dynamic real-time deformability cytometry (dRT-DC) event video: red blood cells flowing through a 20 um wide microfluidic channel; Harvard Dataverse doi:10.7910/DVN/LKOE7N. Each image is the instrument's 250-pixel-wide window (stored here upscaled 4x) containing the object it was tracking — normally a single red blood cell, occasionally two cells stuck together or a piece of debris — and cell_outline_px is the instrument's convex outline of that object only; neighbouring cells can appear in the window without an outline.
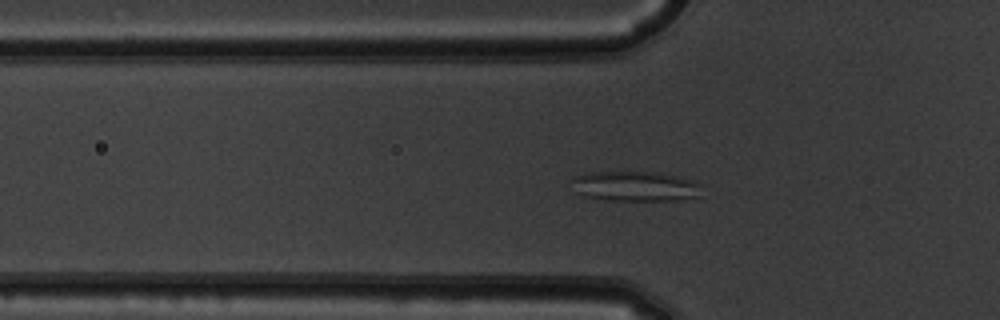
{"species": "common noctule bat (a hibernating species)", "species_latin": "Nyctalus noctula", "temperature_condition": "warm", "stored_images_in_passage": 42, "segment_of_instrument_passage": [1, 2], "camera_frame_rate_fps": 3000, "um_per_image_px": 0.085, "animal": {"sex": "male", "body_mass_g": 19.5, "forearm_length_mm": 54.6}, "frame": {"image": 1, "passage_image": 6, "time_ms": 1.667, "image_size_px": [1000, 320], "cell_outline_px": [[700, 196], [676, 200], [612, 200], [584, 196], [576, 192], [572, 180], [572, 176], [584, 172], [652, 172], [676, 176], [692, 180], [700, 184]], "centroid_in_image_um": [53.96, 15.82], "position_along_channel_um": 71.8, "area_um2": 22.6}}
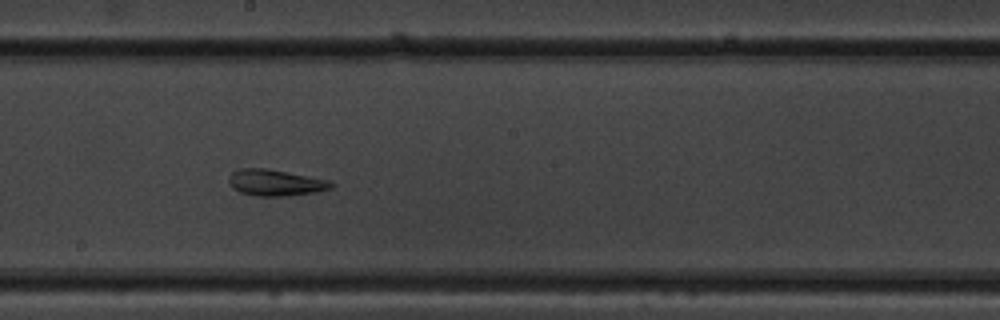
{"frame": {"image": 2, "passage_image": 18, "time_ms": 5.667, "image_size_px": [1000, 320], "cell_outline_px": [[336, 184], [332, 188], [316, 192], [288, 196], [260, 196], [240, 192], [232, 188], [228, 180], [228, 176], [232, 172], [240, 168], [268, 168], [328, 180]], "centroid_in_image_um": [23.41, 15.52], "position_along_channel_um": 224.8, "area_um2": 15.78}}
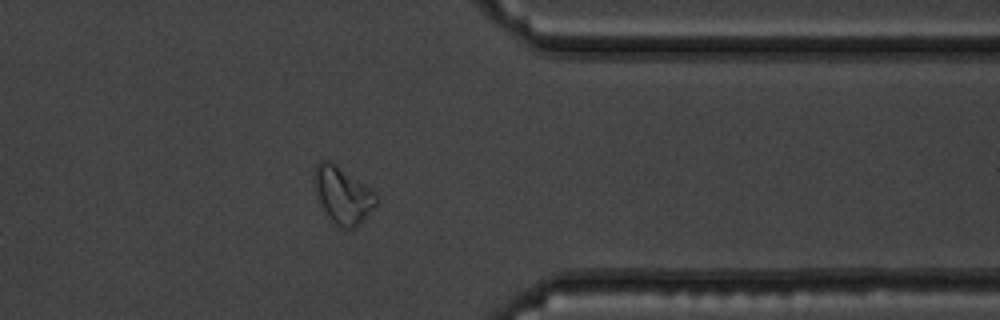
{"frame": {"image": 3, "passage_image": 31, "time_ms": 10.0, "image_size_px": [1000, 320], "cell_outline_px": [[376, 204], [360, 224], [356, 228], [340, 228], [332, 224], [320, 204], [312, 180], [316, 164], [320, 160], [328, 160], [364, 184], [376, 196]], "centroid_in_image_um": [29.07, 16.62], "position_along_channel_um": 382.3, "area_um2": 20.23}}